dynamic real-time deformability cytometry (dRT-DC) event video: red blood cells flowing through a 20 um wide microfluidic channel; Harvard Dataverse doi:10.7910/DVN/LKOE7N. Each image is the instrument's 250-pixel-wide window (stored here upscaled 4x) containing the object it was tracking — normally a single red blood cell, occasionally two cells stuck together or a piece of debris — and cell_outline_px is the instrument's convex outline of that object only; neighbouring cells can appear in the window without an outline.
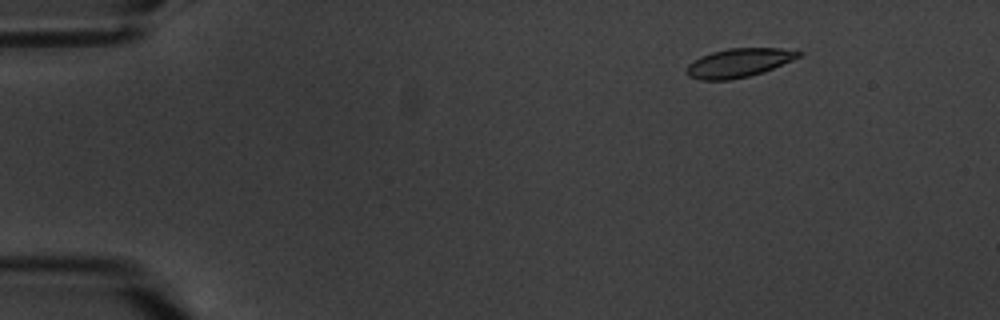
{"species": "common noctule bat (a hibernating species)", "species_latin": "Nyctalus noctula", "temperature_condition": "warm", "stored_images_in_passage": 6, "camera_frame_rate_fps": 3000, "um_per_image_px": 0.085, "animal": {"sex": "male", "body_mass_g": 20.1, "forearm_length_mm": 53.5}, "frame": {"image": 1, "passage_image": 3, "time_ms": 2.667, "image_size_px": [1000, 320], "cell_outline_px": [[804, 52], [800, 56], [792, 60], [764, 72], [748, 76], [728, 80], [700, 80], [688, 76], [688, 64], [700, 56], [712, 52], [728, 48], [796, 48]], "centroid_in_image_um": [62.86, 5.32], "position_along_channel_um": 22.1, "area_um2": 18.9}}
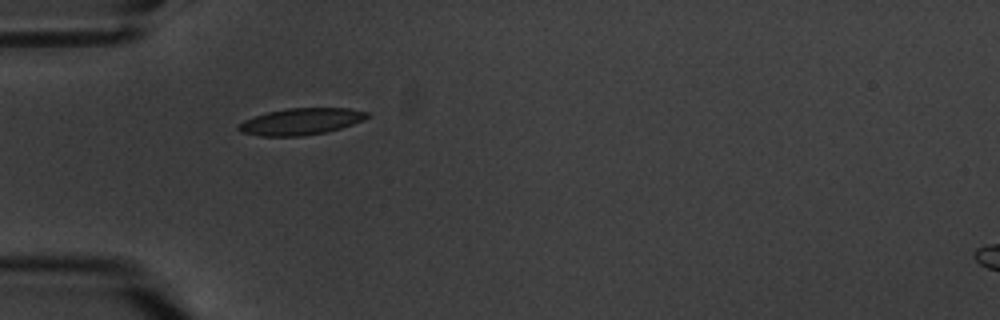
{"frame": {"image": 2, "passage_image": 6, "time_ms": 6.333, "image_size_px": [1000, 320], "cell_outline_px": [[368, 116], [364, 120], [340, 128], [324, 132], [304, 136], [260, 136], [240, 132], [236, 128], [236, 124], [244, 120], [268, 112], [288, 108], [348, 108], [368, 112]], "centroid_in_image_um": [25.54, 10.33], "position_along_channel_um": 59.5, "area_um2": 19.88}}